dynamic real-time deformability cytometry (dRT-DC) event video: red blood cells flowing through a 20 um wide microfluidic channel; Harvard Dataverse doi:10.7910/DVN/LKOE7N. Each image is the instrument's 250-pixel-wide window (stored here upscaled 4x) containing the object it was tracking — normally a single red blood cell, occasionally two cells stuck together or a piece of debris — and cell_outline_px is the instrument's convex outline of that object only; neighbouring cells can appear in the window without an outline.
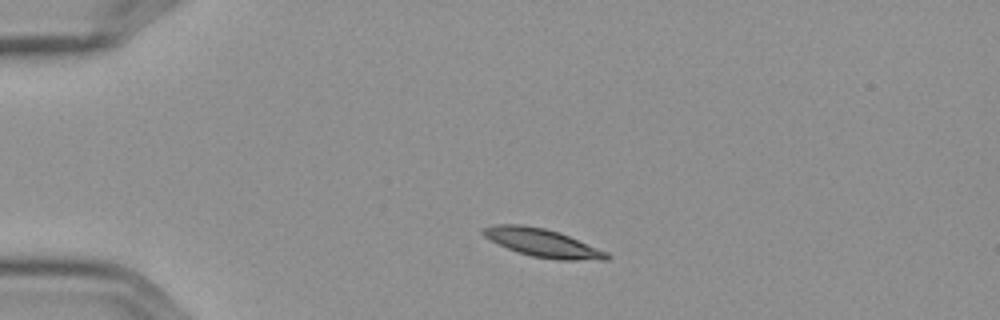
{"species": "Egyptian fruit bat (a non-hibernating species)", "species_latin": "Rousettus aegyptiacus", "temperature_condition": "cold", "stored_images_in_passage": 3, "camera_frame_rate_fps": 3000, "um_per_image_px": 0.085, "frame": {"image": 1, "passage_image": 2, "time_ms": 0.333, "image_size_px": [1000, 320], "cell_outline_px": [[612, 256], [608, 260], [556, 260], [532, 256], [516, 252], [484, 236], [480, 232], [480, 228], [496, 224], [524, 224], [544, 228], [560, 232], [608, 252]], "centroid_in_image_um": [46.13, 20.64], "position_along_channel_um": 38.9, "area_um2": 20.46}}